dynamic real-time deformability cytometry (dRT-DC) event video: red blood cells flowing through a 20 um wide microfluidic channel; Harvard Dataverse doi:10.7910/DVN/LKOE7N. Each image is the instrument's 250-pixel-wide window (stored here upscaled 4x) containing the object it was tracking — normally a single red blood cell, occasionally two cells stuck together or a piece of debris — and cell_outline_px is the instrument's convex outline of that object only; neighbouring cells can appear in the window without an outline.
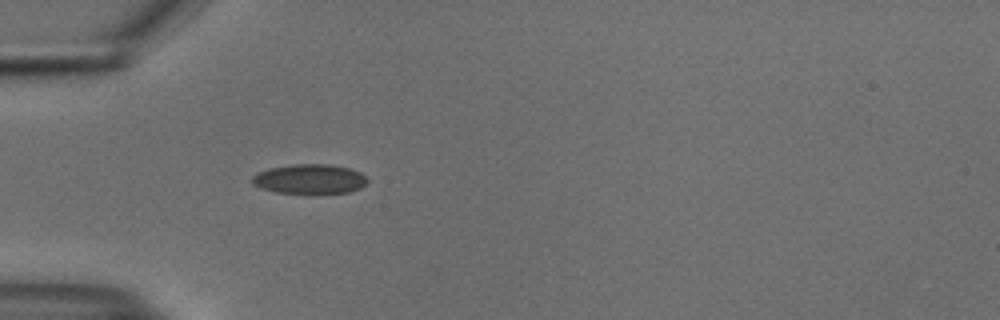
{"species": "common noctule bat (a hibernating species)", "species_latin": "Nyctalus noctula", "temperature_condition": "cold", "stored_images_in_passage": 38, "camera_frame_rate_fps": 3000, "um_per_image_px": 0.085, "animal": {"sex": "male", "body_mass_g": 18.8}, "frame": {"image": 1, "passage_image": 1, "time_ms": 0.0, "image_size_px": [1000, 320], "cell_outline_px": [[368, 180], [360, 188], [348, 192], [308, 196], [276, 192], [260, 188], [252, 184], [252, 176], [268, 168], [292, 164], [332, 164], [348, 168], [360, 172]], "centroid_in_image_um": [26.3, 15.25], "position_along_channel_um": 58.7, "area_um2": 20.58}}
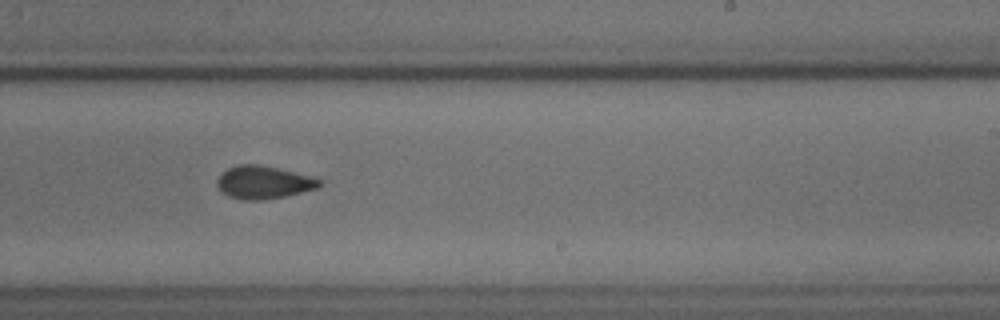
{"frame": {"image": 2, "passage_image": 18, "time_ms": 5.667, "image_size_px": [1000, 320], "cell_outline_px": [[320, 188], [284, 196], [260, 200], [244, 200], [228, 196], [220, 192], [216, 184], [216, 180], [228, 168], [240, 164], [256, 164], [276, 168], [308, 176], [320, 180]], "centroid_in_image_um": [22.35, 15.51], "position_along_channel_um": 266.6, "area_um2": 19.31}}
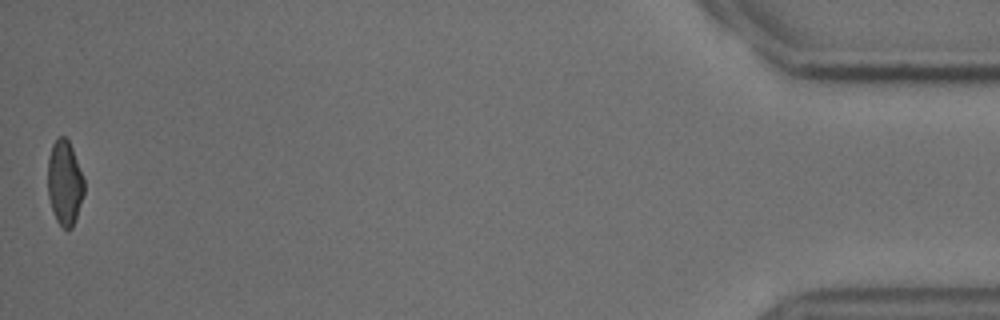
{"frame": {"image": 3, "passage_image": 38, "time_ms": 12.333, "image_size_px": [1000, 320], "cell_outline_px": [[84, 192], [72, 228], [68, 232], [56, 220], [48, 196], [48, 156], [52, 144], [60, 136], [64, 136], [68, 140], [72, 148], [84, 180]], "centroid_in_image_um": [5.48, 15.54], "position_along_channel_um": 429.7, "area_um2": 17.74}, "authors_computed_cell_mechanics": {"area_um2": 19.4497, "velocity_mm_per_s": 3.761, "shape_relaxation_time_tau1_ms": null, "shape_relaxation_time_tau2_ms": 2.6774, "deformation_change_tau1": null, "deformation_change_tau2": 0.0768}}